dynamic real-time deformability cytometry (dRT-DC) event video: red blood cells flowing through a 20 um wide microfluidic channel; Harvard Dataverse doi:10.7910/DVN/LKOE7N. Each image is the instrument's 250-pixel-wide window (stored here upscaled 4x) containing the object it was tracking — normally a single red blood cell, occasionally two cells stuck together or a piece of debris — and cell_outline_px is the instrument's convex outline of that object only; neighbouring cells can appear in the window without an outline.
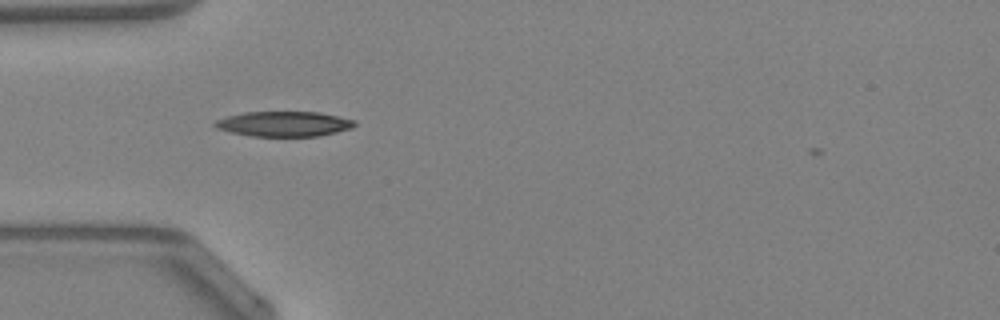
{"species": "Egyptian fruit bat (a non-hibernating species)", "species_latin": "Rousettus aegyptiacus", "temperature_condition": "warm", "stored_images_in_passage": 13, "camera_frame_rate_fps": 3000, "um_per_image_px": 0.085, "animal": {"sex": "female"}, "frame": {"image": 1, "passage_image": 2, "time_ms": 0.333, "image_size_px": [1000, 320], "cell_outline_px": [[356, 124], [352, 128], [320, 136], [252, 136], [232, 132], [216, 128], [212, 124], [216, 120], [228, 116], [244, 112], [320, 112], [356, 120]], "centroid_in_image_um": [24.16, 10.53], "position_along_channel_um": 60.8, "area_um2": 20.4}}
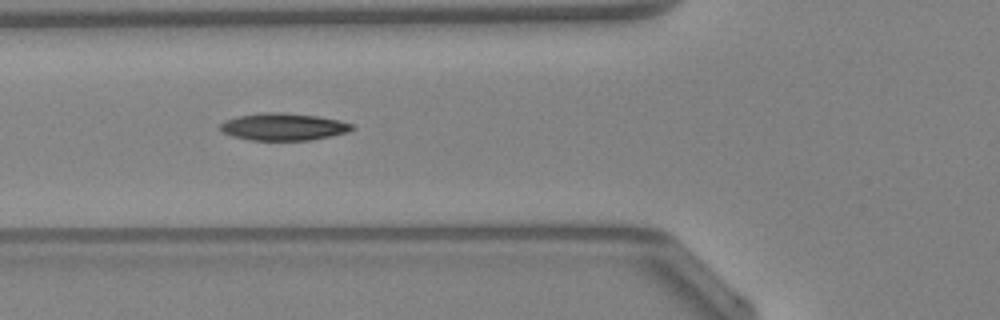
{"frame": {"image": 2, "passage_image": 5, "time_ms": 1.333, "image_size_px": [1000, 320], "cell_outline_px": [[356, 128], [348, 132], [308, 140], [248, 140], [232, 136], [224, 132], [220, 128], [220, 124], [224, 120], [236, 116], [260, 112], [276, 112], [316, 116], [340, 120], [352, 124]], "centroid_in_image_um": [24.06, 10.77], "position_along_channel_um": 101.7, "area_um2": 20.87}}